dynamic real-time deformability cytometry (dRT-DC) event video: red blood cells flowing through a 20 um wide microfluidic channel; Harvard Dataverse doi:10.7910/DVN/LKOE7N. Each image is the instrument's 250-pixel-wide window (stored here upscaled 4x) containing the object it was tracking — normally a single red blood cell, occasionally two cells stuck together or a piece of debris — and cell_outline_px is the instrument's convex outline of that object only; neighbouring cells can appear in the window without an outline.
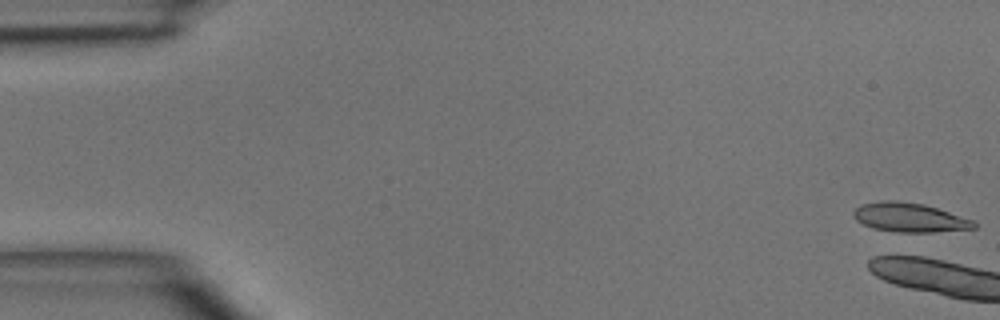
{"species": "common noctule bat (a hibernating species)", "species_latin": "Nyctalus noctula", "temperature_condition": "room temperature", "stored_images_in_passage": 6, "camera_frame_rate_fps": 3000, "um_per_image_px": 0.085, "animal": {"sex": "male", "body_mass_g": 15.6}, "frame": {"image": 1, "passage_image": 1, "time_ms": 0.0, "image_size_px": [1000, 320], "cell_outline_px": [[976, 228], [932, 232], [896, 232], [872, 228], [856, 220], [852, 216], [852, 212], [860, 204], [884, 200], [896, 200], [924, 204], [972, 220], [976, 224]], "centroid_in_image_um": [77.25, 18.48], "position_along_channel_um": 7.8, "area_um2": 20.35}}
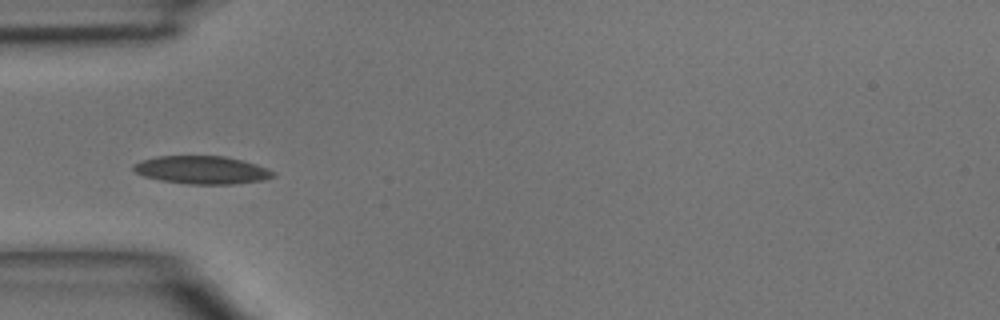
{"frame": {"image": 2, "passage_image": 6, "time_ms": 5.667, "image_size_px": [1000, 320], "cell_outline_px": [[276, 176], [264, 180], [232, 184], [188, 184], [160, 180], [144, 176], [136, 172], [132, 168], [132, 164], [156, 156], [224, 156], [244, 160], [268, 168], [276, 172]], "centroid_in_image_um": [17.2, 14.44], "position_along_channel_um": 67.8, "area_um2": 22.89}}